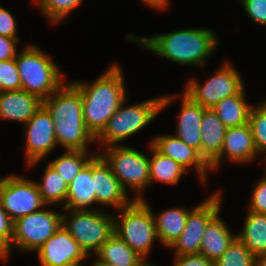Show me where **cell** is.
I'll return each instance as SVG.
<instances>
[{"mask_svg": "<svg viewBox=\"0 0 266 266\" xmlns=\"http://www.w3.org/2000/svg\"><path fill=\"white\" fill-rule=\"evenodd\" d=\"M127 39L138 42L139 46H144L153 54L191 68L203 67L218 44L217 34L204 27L179 29L148 37L128 35Z\"/></svg>", "mask_w": 266, "mask_h": 266, "instance_id": "6da1fadb", "label": "cell"}, {"mask_svg": "<svg viewBox=\"0 0 266 266\" xmlns=\"http://www.w3.org/2000/svg\"><path fill=\"white\" fill-rule=\"evenodd\" d=\"M124 81L122 68L117 64L110 65L92 83L72 81L81 93L84 124L94 138L127 99Z\"/></svg>", "mask_w": 266, "mask_h": 266, "instance_id": "7a4b0ae2", "label": "cell"}, {"mask_svg": "<svg viewBox=\"0 0 266 266\" xmlns=\"http://www.w3.org/2000/svg\"><path fill=\"white\" fill-rule=\"evenodd\" d=\"M42 105L55 124L57 145L65 150L85 151L95 143L84 124L80 90L72 82L63 83Z\"/></svg>", "mask_w": 266, "mask_h": 266, "instance_id": "3957f363", "label": "cell"}, {"mask_svg": "<svg viewBox=\"0 0 266 266\" xmlns=\"http://www.w3.org/2000/svg\"><path fill=\"white\" fill-rule=\"evenodd\" d=\"M174 97L176 96H158L129 106L125 105L127 101L125 99L108 120L102 132L95 138V142H98L102 149L120 145V142L123 143L128 137L151 123L161 111L174 101Z\"/></svg>", "mask_w": 266, "mask_h": 266, "instance_id": "277c9868", "label": "cell"}, {"mask_svg": "<svg viewBox=\"0 0 266 266\" xmlns=\"http://www.w3.org/2000/svg\"><path fill=\"white\" fill-rule=\"evenodd\" d=\"M21 81V89L46 100L64 82L60 66L44 50L29 44L18 51L15 58Z\"/></svg>", "mask_w": 266, "mask_h": 266, "instance_id": "5b68a950", "label": "cell"}, {"mask_svg": "<svg viewBox=\"0 0 266 266\" xmlns=\"http://www.w3.org/2000/svg\"><path fill=\"white\" fill-rule=\"evenodd\" d=\"M119 211V216H114V233L133 251L147 259L155 239L158 240L152 208L143 198L133 199Z\"/></svg>", "mask_w": 266, "mask_h": 266, "instance_id": "8992f818", "label": "cell"}, {"mask_svg": "<svg viewBox=\"0 0 266 266\" xmlns=\"http://www.w3.org/2000/svg\"><path fill=\"white\" fill-rule=\"evenodd\" d=\"M102 210L62 209V226L88 256L95 254L114 233V215Z\"/></svg>", "mask_w": 266, "mask_h": 266, "instance_id": "52a82bcc", "label": "cell"}, {"mask_svg": "<svg viewBox=\"0 0 266 266\" xmlns=\"http://www.w3.org/2000/svg\"><path fill=\"white\" fill-rule=\"evenodd\" d=\"M101 151L97 153L110 166L122 187L126 191H135V198L132 199H143L142 192L150 186L149 156L121 144L103 148Z\"/></svg>", "mask_w": 266, "mask_h": 266, "instance_id": "ba28073f", "label": "cell"}, {"mask_svg": "<svg viewBox=\"0 0 266 266\" xmlns=\"http://www.w3.org/2000/svg\"><path fill=\"white\" fill-rule=\"evenodd\" d=\"M244 86L240 73L228 61L204 84L194 78L188 79L183 92L202 107L212 108L221 100L239 94Z\"/></svg>", "mask_w": 266, "mask_h": 266, "instance_id": "9c48e42d", "label": "cell"}, {"mask_svg": "<svg viewBox=\"0 0 266 266\" xmlns=\"http://www.w3.org/2000/svg\"><path fill=\"white\" fill-rule=\"evenodd\" d=\"M41 210L14 221L11 247L20 251L37 252L44 242L62 226V212Z\"/></svg>", "mask_w": 266, "mask_h": 266, "instance_id": "30bf717a", "label": "cell"}, {"mask_svg": "<svg viewBox=\"0 0 266 266\" xmlns=\"http://www.w3.org/2000/svg\"><path fill=\"white\" fill-rule=\"evenodd\" d=\"M0 202L13 221L37 212L42 207L47 209L37 183L16 174L0 178Z\"/></svg>", "mask_w": 266, "mask_h": 266, "instance_id": "8fae6325", "label": "cell"}, {"mask_svg": "<svg viewBox=\"0 0 266 266\" xmlns=\"http://www.w3.org/2000/svg\"><path fill=\"white\" fill-rule=\"evenodd\" d=\"M221 210V193L217 190L189 211L181 235L169 247L174 255L200 254L203 232Z\"/></svg>", "mask_w": 266, "mask_h": 266, "instance_id": "7c38bea8", "label": "cell"}, {"mask_svg": "<svg viewBox=\"0 0 266 266\" xmlns=\"http://www.w3.org/2000/svg\"><path fill=\"white\" fill-rule=\"evenodd\" d=\"M23 127H25L26 137L25 160L28 168H32L58 146L55 124L48 110L41 105Z\"/></svg>", "mask_w": 266, "mask_h": 266, "instance_id": "4fadbf2b", "label": "cell"}, {"mask_svg": "<svg viewBox=\"0 0 266 266\" xmlns=\"http://www.w3.org/2000/svg\"><path fill=\"white\" fill-rule=\"evenodd\" d=\"M37 254L41 266H80L89 257L63 226L44 242Z\"/></svg>", "mask_w": 266, "mask_h": 266, "instance_id": "5bb4252c", "label": "cell"}, {"mask_svg": "<svg viewBox=\"0 0 266 266\" xmlns=\"http://www.w3.org/2000/svg\"><path fill=\"white\" fill-rule=\"evenodd\" d=\"M92 178L94 179L96 203L102 207L121 209L133 200L114 176L110 166L99 155L92 158Z\"/></svg>", "mask_w": 266, "mask_h": 266, "instance_id": "9a60e30c", "label": "cell"}, {"mask_svg": "<svg viewBox=\"0 0 266 266\" xmlns=\"http://www.w3.org/2000/svg\"><path fill=\"white\" fill-rule=\"evenodd\" d=\"M151 145L161 154L172 158L174 161L183 166L187 171L190 167L195 168L203 185L207 182V174L210 166L199 155V152L188 146L175 135L162 134L154 137L150 142Z\"/></svg>", "mask_w": 266, "mask_h": 266, "instance_id": "2e32d148", "label": "cell"}, {"mask_svg": "<svg viewBox=\"0 0 266 266\" xmlns=\"http://www.w3.org/2000/svg\"><path fill=\"white\" fill-rule=\"evenodd\" d=\"M258 152L250 124L227 128L220 155L209 165L210 170L218 168L223 158L232 163L244 165L256 159ZM226 156V157H224Z\"/></svg>", "mask_w": 266, "mask_h": 266, "instance_id": "e0dca14e", "label": "cell"}, {"mask_svg": "<svg viewBox=\"0 0 266 266\" xmlns=\"http://www.w3.org/2000/svg\"><path fill=\"white\" fill-rule=\"evenodd\" d=\"M181 109L178 113L176 134L188 146L196 149L200 155L201 146V120L206 108L195 103L184 92L181 94Z\"/></svg>", "mask_w": 266, "mask_h": 266, "instance_id": "ac0fdd59", "label": "cell"}, {"mask_svg": "<svg viewBox=\"0 0 266 266\" xmlns=\"http://www.w3.org/2000/svg\"><path fill=\"white\" fill-rule=\"evenodd\" d=\"M41 105L42 100L22 89L0 92V120L25 124Z\"/></svg>", "mask_w": 266, "mask_h": 266, "instance_id": "d6986e66", "label": "cell"}, {"mask_svg": "<svg viewBox=\"0 0 266 266\" xmlns=\"http://www.w3.org/2000/svg\"><path fill=\"white\" fill-rule=\"evenodd\" d=\"M200 156L210 165L221 153L227 127L212 108H206L201 120Z\"/></svg>", "mask_w": 266, "mask_h": 266, "instance_id": "ffe728a7", "label": "cell"}, {"mask_svg": "<svg viewBox=\"0 0 266 266\" xmlns=\"http://www.w3.org/2000/svg\"><path fill=\"white\" fill-rule=\"evenodd\" d=\"M96 204L95 185L92 178V159L81 169L68 184L66 203L63 209L92 210Z\"/></svg>", "mask_w": 266, "mask_h": 266, "instance_id": "44dd1931", "label": "cell"}, {"mask_svg": "<svg viewBox=\"0 0 266 266\" xmlns=\"http://www.w3.org/2000/svg\"><path fill=\"white\" fill-rule=\"evenodd\" d=\"M218 213L206 226L203 232L200 254L213 262L217 261L227 250L237 233L230 231V228L223 221Z\"/></svg>", "mask_w": 266, "mask_h": 266, "instance_id": "7402d4cb", "label": "cell"}, {"mask_svg": "<svg viewBox=\"0 0 266 266\" xmlns=\"http://www.w3.org/2000/svg\"><path fill=\"white\" fill-rule=\"evenodd\" d=\"M191 209L184 207L169 208L153 217L155 220L158 240L165 247L171 244L181 235L186 225V220Z\"/></svg>", "mask_w": 266, "mask_h": 266, "instance_id": "603a6c76", "label": "cell"}, {"mask_svg": "<svg viewBox=\"0 0 266 266\" xmlns=\"http://www.w3.org/2000/svg\"><path fill=\"white\" fill-rule=\"evenodd\" d=\"M245 92L243 89L239 94L227 97L212 107L227 128L240 127L249 123V116L253 106L248 104Z\"/></svg>", "mask_w": 266, "mask_h": 266, "instance_id": "cb8c5ba5", "label": "cell"}, {"mask_svg": "<svg viewBox=\"0 0 266 266\" xmlns=\"http://www.w3.org/2000/svg\"><path fill=\"white\" fill-rule=\"evenodd\" d=\"M246 213L244 226L237 237L255 257L266 254V214Z\"/></svg>", "mask_w": 266, "mask_h": 266, "instance_id": "d4e9b609", "label": "cell"}, {"mask_svg": "<svg viewBox=\"0 0 266 266\" xmlns=\"http://www.w3.org/2000/svg\"><path fill=\"white\" fill-rule=\"evenodd\" d=\"M99 261L115 266H139L143 261L138 253L133 251L115 233L94 254Z\"/></svg>", "mask_w": 266, "mask_h": 266, "instance_id": "484cf974", "label": "cell"}, {"mask_svg": "<svg viewBox=\"0 0 266 266\" xmlns=\"http://www.w3.org/2000/svg\"><path fill=\"white\" fill-rule=\"evenodd\" d=\"M149 144V150L153 155L149 157L150 185L152 182L154 183V181L169 185L179 183L181 176L187 172V170L172 158L166 157L158 152L151 143Z\"/></svg>", "mask_w": 266, "mask_h": 266, "instance_id": "4316f807", "label": "cell"}, {"mask_svg": "<svg viewBox=\"0 0 266 266\" xmlns=\"http://www.w3.org/2000/svg\"><path fill=\"white\" fill-rule=\"evenodd\" d=\"M41 182H37V187L43 202L49 207L56 203H63L65 206L68 184L50 165L45 166Z\"/></svg>", "mask_w": 266, "mask_h": 266, "instance_id": "83f0119b", "label": "cell"}, {"mask_svg": "<svg viewBox=\"0 0 266 266\" xmlns=\"http://www.w3.org/2000/svg\"><path fill=\"white\" fill-rule=\"evenodd\" d=\"M64 154L50 161V165L69 184L81 169L98 153L89 154V150H64Z\"/></svg>", "mask_w": 266, "mask_h": 266, "instance_id": "f1b7e54d", "label": "cell"}, {"mask_svg": "<svg viewBox=\"0 0 266 266\" xmlns=\"http://www.w3.org/2000/svg\"><path fill=\"white\" fill-rule=\"evenodd\" d=\"M256 257L236 237L214 266H255Z\"/></svg>", "mask_w": 266, "mask_h": 266, "instance_id": "f546056e", "label": "cell"}, {"mask_svg": "<svg viewBox=\"0 0 266 266\" xmlns=\"http://www.w3.org/2000/svg\"><path fill=\"white\" fill-rule=\"evenodd\" d=\"M84 0H34L50 23L62 22Z\"/></svg>", "mask_w": 266, "mask_h": 266, "instance_id": "4dcf8cb0", "label": "cell"}, {"mask_svg": "<svg viewBox=\"0 0 266 266\" xmlns=\"http://www.w3.org/2000/svg\"><path fill=\"white\" fill-rule=\"evenodd\" d=\"M249 124L257 152L259 156L264 155L266 158V100L255 106L253 105L249 116Z\"/></svg>", "mask_w": 266, "mask_h": 266, "instance_id": "1f68e13d", "label": "cell"}, {"mask_svg": "<svg viewBox=\"0 0 266 266\" xmlns=\"http://www.w3.org/2000/svg\"><path fill=\"white\" fill-rule=\"evenodd\" d=\"M16 90H21L16 60L0 61V92Z\"/></svg>", "mask_w": 266, "mask_h": 266, "instance_id": "d6a6232c", "label": "cell"}, {"mask_svg": "<svg viewBox=\"0 0 266 266\" xmlns=\"http://www.w3.org/2000/svg\"><path fill=\"white\" fill-rule=\"evenodd\" d=\"M14 221L3 209L0 202V260L7 262L11 256V241L13 239Z\"/></svg>", "mask_w": 266, "mask_h": 266, "instance_id": "836d02e7", "label": "cell"}, {"mask_svg": "<svg viewBox=\"0 0 266 266\" xmlns=\"http://www.w3.org/2000/svg\"><path fill=\"white\" fill-rule=\"evenodd\" d=\"M266 172V171H265ZM248 211L266 214V173L252 188Z\"/></svg>", "mask_w": 266, "mask_h": 266, "instance_id": "e575fe53", "label": "cell"}, {"mask_svg": "<svg viewBox=\"0 0 266 266\" xmlns=\"http://www.w3.org/2000/svg\"><path fill=\"white\" fill-rule=\"evenodd\" d=\"M240 2L251 21L266 26V0H241Z\"/></svg>", "mask_w": 266, "mask_h": 266, "instance_id": "d590c367", "label": "cell"}, {"mask_svg": "<svg viewBox=\"0 0 266 266\" xmlns=\"http://www.w3.org/2000/svg\"><path fill=\"white\" fill-rule=\"evenodd\" d=\"M13 16L9 10L0 6V35L20 39L17 35V22Z\"/></svg>", "mask_w": 266, "mask_h": 266, "instance_id": "8d00e7d4", "label": "cell"}, {"mask_svg": "<svg viewBox=\"0 0 266 266\" xmlns=\"http://www.w3.org/2000/svg\"><path fill=\"white\" fill-rule=\"evenodd\" d=\"M173 266H214L212 260L202 254L175 255Z\"/></svg>", "mask_w": 266, "mask_h": 266, "instance_id": "74e56055", "label": "cell"}, {"mask_svg": "<svg viewBox=\"0 0 266 266\" xmlns=\"http://www.w3.org/2000/svg\"><path fill=\"white\" fill-rule=\"evenodd\" d=\"M20 39L0 35V61L15 59L18 53L17 44Z\"/></svg>", "mask_w": 266, "mask_h": 266, "instance_id": "f35d334b", "label": "cell"}, {"mask_svg": "<svg viewBox=\"0 0 266 266\" xmlns=\"http://www.w3.org/2000/svg\"><path fill=\"white\" fill-rule=\"evenodd\" d=\"M143 3L150 6L151 8L157 9V10H166V8L170 5L169 0H142Z\"/></svg>", "mask_w": 266, "mask_h": 266, "instance_id": "ab89813d", "label": "cell"}, {"mask_svg": "<svg viewBox=\"0 0 266 266\" xmlns=\"http://www.w3.org/2000/svg\"><path fill=\"white\" fill-rule=\"evenodd\" d=\"M255 266H266V254L256 257Z\"/></svg>", "mask_w": 266, "mask_h": 266, "instance_id": "60d3db41", "label": "cell"}, {"mask_svg": "<svg viewBox=\"0 0 266 266\" xmlns=\"http://www.w3.org/2000/svg\"><path fill=\"white\" fill-rule=\"evenodd\" d=\"M94 263H91L90 266H115L108 262L99 261L97 258H95Z\"/></svg>", "mask_w": 266, "mask_h": 266, "instance_id": "b9f144b4", "label": "cell"}, {"mask_svg": "<svg viewBox=\"0 0 266 266\" xmlns=\"http://www.w3.org/2000/svg\"><path fill=\"white\" fill-rule=\"evenodd\" d=\"M147 260L144 259V261L139 265V266H156V265H153V264H148V262H146Z\"/></svg>", "mask_w": 266, "mask_h": 266, "instance_id": "7bdbcfd3", "label": "cell"}]
</instances>
